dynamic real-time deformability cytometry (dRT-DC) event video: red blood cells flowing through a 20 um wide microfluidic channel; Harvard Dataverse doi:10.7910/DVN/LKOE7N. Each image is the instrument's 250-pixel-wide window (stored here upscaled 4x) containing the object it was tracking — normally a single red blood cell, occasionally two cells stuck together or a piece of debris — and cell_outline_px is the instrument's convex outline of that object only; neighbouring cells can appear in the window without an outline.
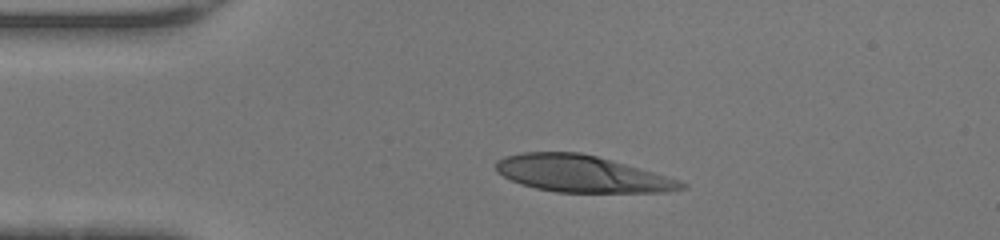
{"species": "human", "species_latin": "Homo sapiens", "temperature_condition": "warm", "stored_images_in_passage": 29, "camera_frame_rate_fps": 3000, "um_per_image_px": 0.085, "donor": {"sex": "female"}, "frame": {"image": 1, "passage_image": 1, "time_ms": 0.0, "image_size_px": [1000, 240], "cell_outline_px": [[688, 188], [668, 192], [556, 192], [536, 188], [520, 184], [496, 172], [496, 160], [504, 156], [524, 152], [580, 152], [612, 160], [680, 180], [688, 184]], "centroid_in_image_um": [49.45, 14.77], "position_along_channel_um": 35.5, "area_um2": 39.65}}
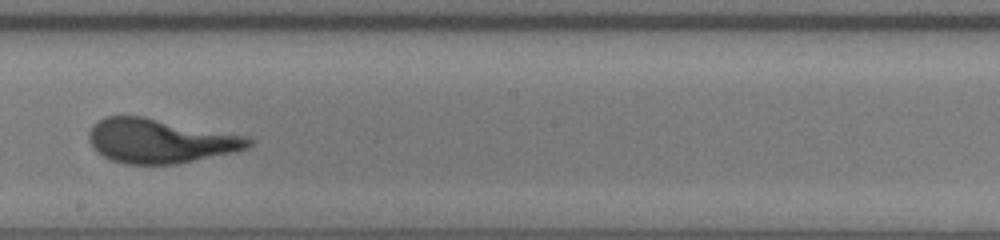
{"frame": {"image": 2, "passage_image": 17, "time_ms": 5.333, "image_size_px": [1000, 240], "cell_outline_px": [[256, 140], [248, 148], [236, 152], [176, 164], [124, 164], [112, 160], [96, 152], [92, 148], [88, 140], [88, 132], [92, 124], [96, 120], [104, 116], [144, 116], [252, 136]], "centroid_in_image_um": [13.64, 11.96], "position_along_channel_um": 234.6, "area_um2": 42.14}}
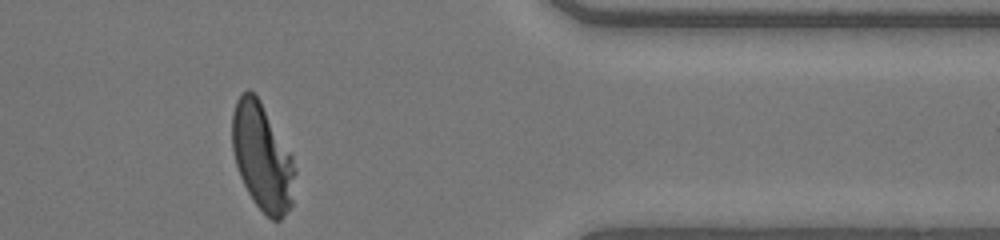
{"frame": {"image": 3, "passage_image": 29, "time_ms": 9.333, "image_size_px": [1000, 240], "cell_outline_px": [[296, 172], [292, 204], [284, 216], [280, 220], [272, 220], [252, 200], [240, 176], [236, 164], [232, 148], [232, 112], [236, 100], [248, 88], [260, 100], [292, 156], [296, 168]], "centroid_in_image_um": [22.29, 13.36], "position_along_channel_um": 389.1, "area_um2": 39.02}}